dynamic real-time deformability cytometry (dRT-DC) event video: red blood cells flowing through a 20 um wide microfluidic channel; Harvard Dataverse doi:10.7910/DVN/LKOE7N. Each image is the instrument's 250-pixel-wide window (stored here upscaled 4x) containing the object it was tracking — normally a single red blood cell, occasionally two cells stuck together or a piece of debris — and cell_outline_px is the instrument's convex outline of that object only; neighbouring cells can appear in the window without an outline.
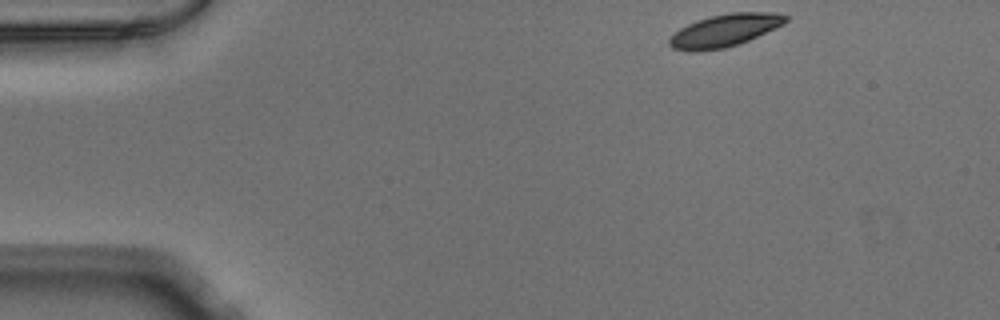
{"species": "Egyptian fruit bat (a non-hibernating species)", "species_latin": "Rousettus aegyptiacus", "temperature_condition": "warm", "stored_images_in_passage": 47, "camera_frame_rate_fps": 3000, "um_per_image_px": 0.085, "animal": {"sex": "male"}, "frame": {"image": 1, "passage_image": 1, "time_ms": 0.0, "image_size_px": [1000, 320], "cell_outline_px": [[788, 20], [784, 24], [740, 44], [724, 48], [696, 52], [688, 52], [672, 48], [668, 44], [668, 40], [680, 28], [696, 20], [708, 16], [732, 12], [776, 12], [788, 16]], "centroid_in_image_um": [61.59, 2.59], "position_along_channel_um": 23.4, "area_um2": 22.25}}
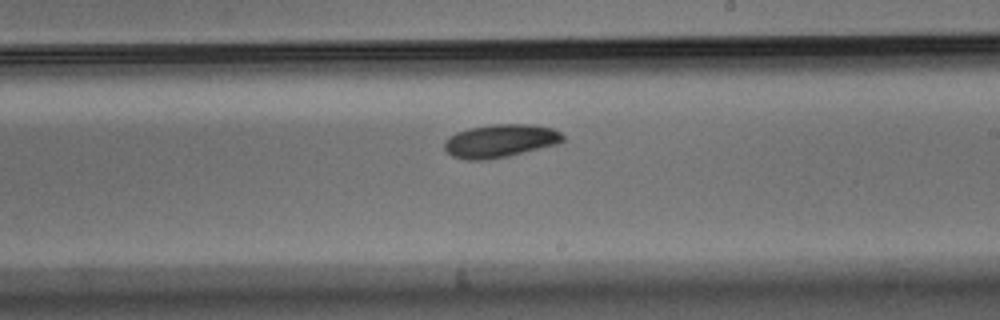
{"frame": {"image": 2, "passage_image": 25, "time_ms": 8.0, "image_size_px": [1000, 320], "cell_outline_px": [[564, 140], [556, 144], [508, 156], [484, 160], [468, 160], [452, 156], [444, 148], [444, 140], [448, 136], [456, 132], [468, 128], [492, 124], [536, 124], [552, 128], [560, 132], [564, 136]], "centroid_in_image_um": [42.5, 11.96], "position_along_channel_um": 246.5, "area_um2": 22.95}}
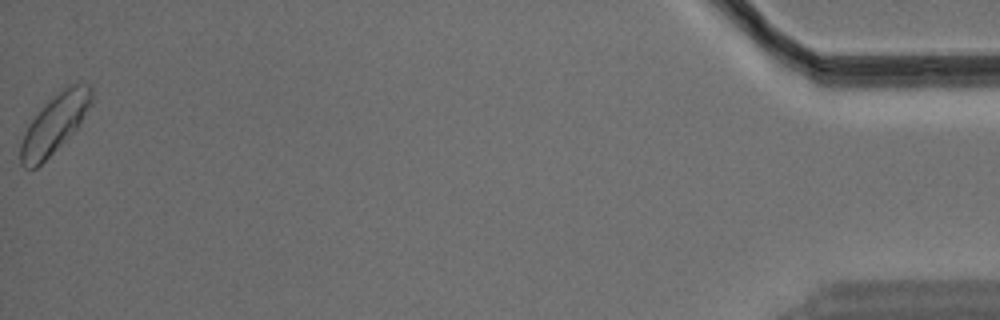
{"frame": {"image": 3, "passage_image": 47, "time_ms": 15.333, "image_size_px": [1000, 320], "cell_outline_px": [[92, 104], [80, 124], [36, 168], [24, 168], [20, 164], [20, 144], [24, 132], [28, 124], [68, 84], [88, 84], [92, 88]], "centroid_in_image_um": [4.65, 10.54], "position_along_channel_um": 430.6, "area_um2": 23.29}}